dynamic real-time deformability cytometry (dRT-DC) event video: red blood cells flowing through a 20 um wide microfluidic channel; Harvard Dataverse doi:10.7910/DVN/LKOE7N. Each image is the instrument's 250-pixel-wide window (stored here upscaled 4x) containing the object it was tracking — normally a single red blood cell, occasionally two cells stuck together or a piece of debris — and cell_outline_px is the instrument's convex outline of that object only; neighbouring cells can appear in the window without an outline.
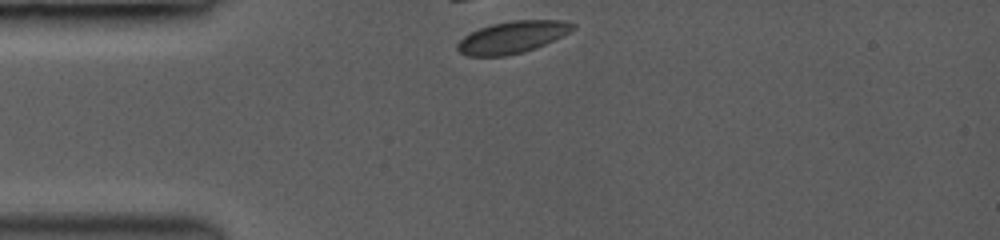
{"species": "common noctule bat (a hibernating species)", "species_latin": "Nyctalus noctula", "temperature_condition": "room temperature", "stored_images_in_passage": 2, "camera_frame_rate_fps": 3500, "um_per_image_px": 0.085, "animal": {"sex": "female", "body_mass_g": 19.0, "forearm_length_mm": 53.3}, "frame": {"image": 1, "passage_image": 1, "time_ms": 0.0, "image_size_px": [1000, 240], "cell_outline_px": [[576, 28], [544, 44], [520, 52], [504, 56], [468, 56], [460, 52], [456, 48], [456, 44], [464, 36], [480, 28], [492, 24], [512, 20], [564, 20], [576, 24]], "centroid_in_image_um": [43.53, 3.15], "position_along_channel_um": 41.5, "area_um2": 21.15}}